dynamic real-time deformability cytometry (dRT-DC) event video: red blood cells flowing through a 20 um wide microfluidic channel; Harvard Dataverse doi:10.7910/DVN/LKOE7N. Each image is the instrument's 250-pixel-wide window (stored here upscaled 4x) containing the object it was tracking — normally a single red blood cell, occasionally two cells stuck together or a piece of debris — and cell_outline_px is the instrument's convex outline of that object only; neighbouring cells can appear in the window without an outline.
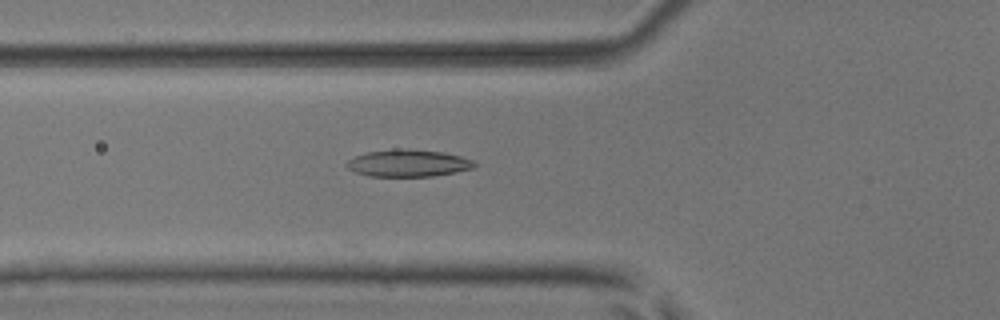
{"species": "common noctule bat (a hibernating species)", "species_latin": "Nyctalus noctula", "temperature_condition": "room temperature", "stored_images_in_passage": 43, "camera_frame_rate_fps": 3000, "um_per_image_px": 0.085, "animal": {"sex": "male", "body_mass_g": 17.9, "forearm_length_mm": 54.2}, "frame": {"image": 1, "passage_image": 12, "time_ms": 3.667, "image_size_px": [1000, 320], "cell_outline_px": [[476, 164], [472, 168], [456, 172], [432, 176], [368, 176], [356, 172], [348, 168], [344, 164], [352, 156], [368, 152], [396, 148], [404, 148], [444, 152], [460, 156], [472, 160]], "centroid_in_image_um": [34.65, 13.86], "position_along_channel_um": 91.1, "area_um2": 20.23}}
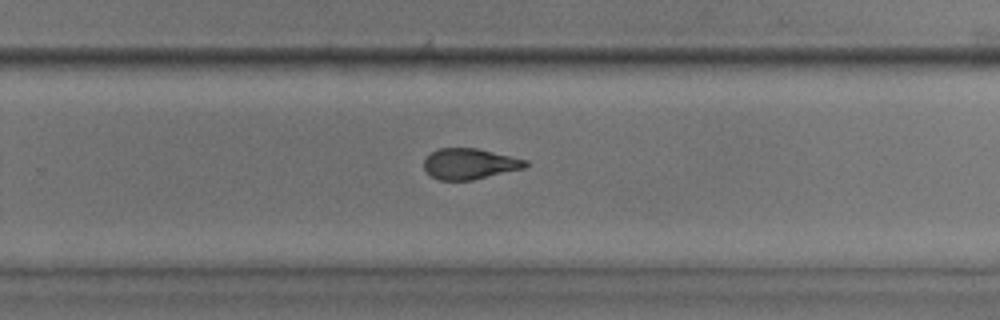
{"frame": {"image": 2, "passage_image": 27, "time_ms": 8.667, "image_size_px": [1000, 320], "cell_outline_px": [[528, 164], [524, 168], [472, 180], [440, 180], [432, 176], [424, 168], [424, 160], [432, 152], [440, 148], [476, 148], [512, 156], [528, 160]], "centroid_in_image_um": [39.94, 13.92], "position_along_channel_um": 289.9, "area_um2": 18.03}}
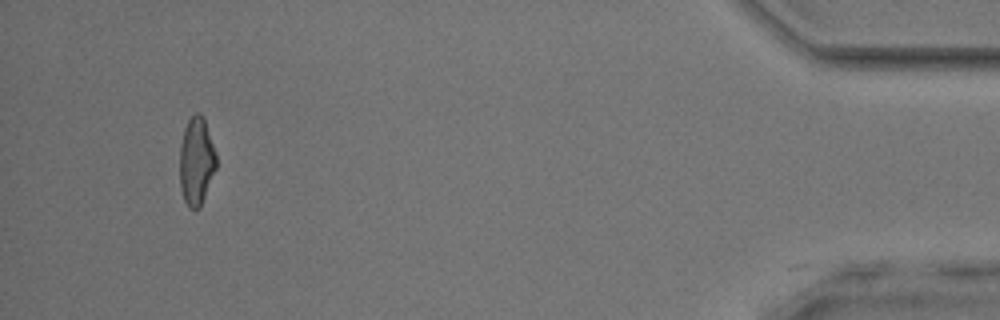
{"frame": {"image": 3, "passage_image": 42, "time_ms": 13.667, "image_size_px": [1000, 320], "cell_outline_px": [[216, 168], [200, 208], [196, 212], [188, 208], [184, 200], [180, 188], [180, 144], [184, 128], [188, 120], [196, 112], [200, 112], [204, 116], [216, 152]], "centroid_in_image_um": [16.69, 13.71], "position_along_channel_um": 418.5, "area_um2": 19.07}, "authors_computed_cell_mechanics": {"area_um2": 19.2474, "velocity_mm_per_s": 3.9825, "shape_relaxation_time_tau1_ms": 5.2488, "shape_relaxation_time_tau2_ms": 2.4561, "deformation_change_tau1": 0.1581, "deformation_change_tau2": 0.1034}}